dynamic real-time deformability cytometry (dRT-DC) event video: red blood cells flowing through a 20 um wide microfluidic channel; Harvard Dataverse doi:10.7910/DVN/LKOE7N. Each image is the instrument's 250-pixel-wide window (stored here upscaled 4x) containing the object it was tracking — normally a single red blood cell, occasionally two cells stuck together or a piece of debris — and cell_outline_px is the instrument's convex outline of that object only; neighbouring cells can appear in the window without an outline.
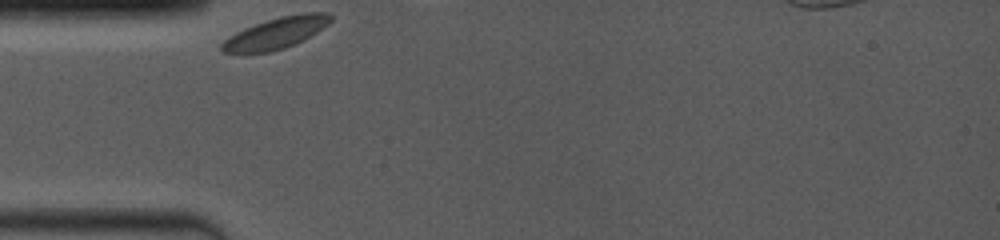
{"species": "common noctule bat (a hibernating species)", "species_latin": "Nyctalus noctula", "temperature_condition": "room temperature", "stored_images_in_passage": 21, "camera_frame_rate_fps": 4000, "um_per_image_px": 0.085, "animal": {"sex": "female", "body_mass_g": 19.0, "forearm_length_mm": 53.3}, "frame": {"image": 1, "passage_image": 1, "time_ms": 0.0, "image_size_px": [1000, 240], "cell_outline_px": [[332, 20], [328, 24], [304, 40], [284, 48], [272, 52], [224, 52], [220, 48], [220, 44], [224, 40], [236, 32], [244, 28], [280, 16], [300, 12], [328, 12], [332, 16]], "centroid_in_image_um": [23.5, 2.79], "position_along_channel_um": 61.5, "area_um2": 19.71}}
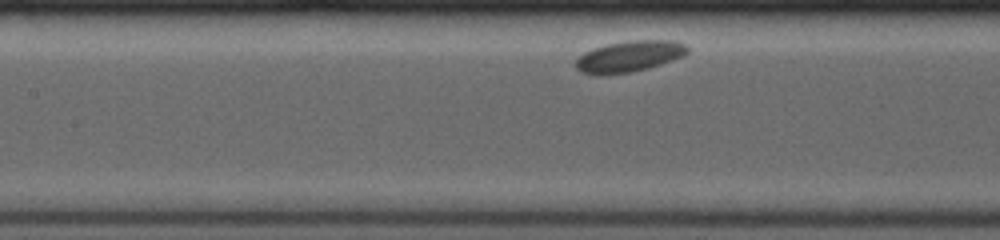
{"frame": {"image": 2, "passage_image": 10, "time_ms": 2.75, "image_size_px": [1000, 240], "cell_outline_px": [[688, 52], [672, 60], [648, 68], [628, 72], [600, 76], [596, 76], [580, 72], [576, 68], [576, 60], [584, 52], [592, 48], [608, 44], [628, 40], [672, 40], [684, 44], [688, 48]], "centroid_in_image_um": [53.43, 4.8], "position_along_channel_um": 154.0, "area_um2": 20.23}}
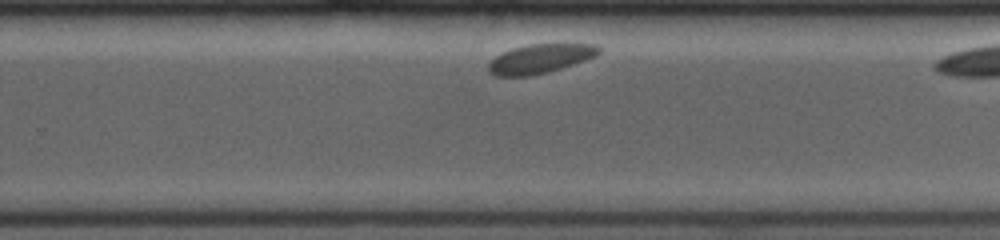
{"frame": {"image": 3, "passage_image": 21, "time_ms": 6.5, "image_size_px": [1000, 240], "cell_outline_px": [[600, 52], [596, 56], [548, 72], [528, 76], [496, 76], [488, 72], [488, 64], [496, 56], [512, 48], [528, 44], [596, 44], [600, 48]], "centroid_in_image_um": [45.89, 4.99], "position_along_channel_um": 283.9, "area_um2": 18.55}}